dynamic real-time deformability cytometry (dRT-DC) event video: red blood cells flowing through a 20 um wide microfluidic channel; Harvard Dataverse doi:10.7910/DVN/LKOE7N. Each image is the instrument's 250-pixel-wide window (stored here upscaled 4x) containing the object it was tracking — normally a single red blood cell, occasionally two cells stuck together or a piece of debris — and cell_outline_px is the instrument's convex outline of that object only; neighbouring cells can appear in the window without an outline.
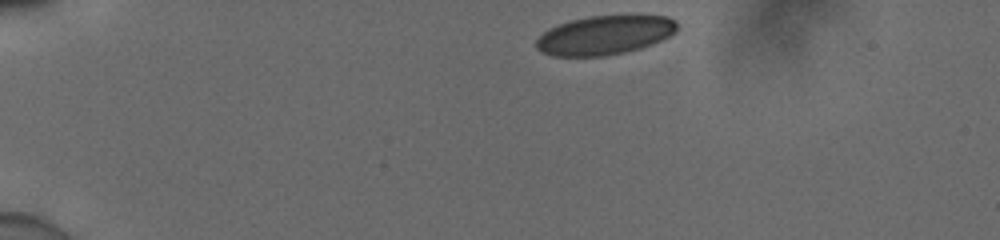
{"species": "human", "species_latin": "Homo sapiens", "temperature_condition": "cold", "stored_images_in_passage": 38, "camera_frame_rate_fps": 3000, "um_per_image_px": 0.085, "donor": {"sex": "male"}, "frame": {"image": 1, "passage_image": 1, "time_ms": 0.0, "image_size_px": [1000, 240], "cell_outline_px": [[676, 32], [652, 44], [640, 48], [624, 52], [604, 56], [552, 56], [540, 52], [536, 48], [536, 40], [548, 28], [568, 20], [588, 16], [668, 16], [676, 20]], "centroid_in_image_um": [51.35, 2.99], "position_along_channel_um": 33.6, "area_um2": 32.02}}
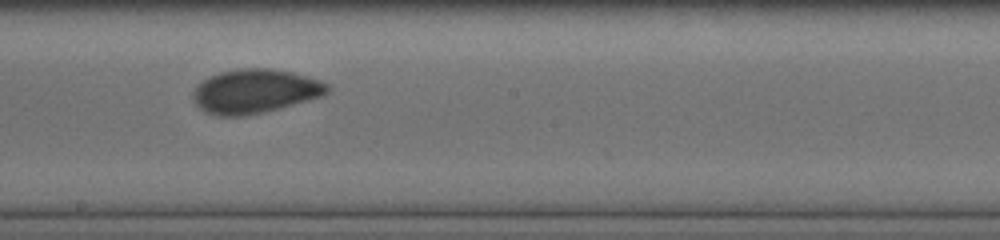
{"frame": {"image": 2, "passage_image": 22, "time_ms": 7.0, "image_size_px": [1000, 240], "cell_outline_px": [[328, 92], [324, 96], [280, 108], [264, 112], [244, 116], [220, 116], [204, 112], [196, 104], [192, 96], [192, 92], [204, 80], [220, 72], [240, 68], [268, 68], [292, 72], [308, 76], [320, 80], [328, 84]], "centroid_in_image_um": [21.7, 7.76], "position_along_channel_um": 226.5, "area_um2": 34.45}}
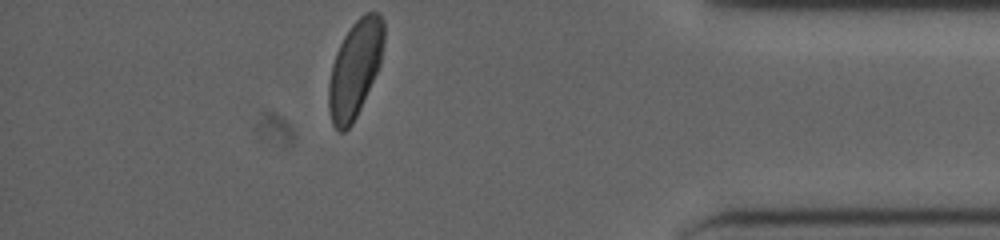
{"frame": {"image": 3, "passage_image": 38, "time_ms": 12.333, "image_size_px": [1000, 240], "cell_outline_px": [[384, 40], [380, 64], [360, 108], [352, 124], [344, 132], [340, 132], [332, 124], [328, 108], [328, 84], [332, 64], [336, 52], [344, 36], [352, 24], [364, 12], [380, 12], [384, 20]], "centroid_in_image_um": [30.17, 5.83], "position_along_channel_um": 405.0, "area_um2": 31.1}, "authors_computed_cell_mechanics": {"area_um2": 33.6107, "velocity_mm_per_s": 3.891, "shape_relaxation_time_tau1_ms": 5.5012, "shape_relaxation_time_tau2_ms": 0.7715, "deformation_change_tau1": 0.106, "deformation_change_tau2": 0.0506}}